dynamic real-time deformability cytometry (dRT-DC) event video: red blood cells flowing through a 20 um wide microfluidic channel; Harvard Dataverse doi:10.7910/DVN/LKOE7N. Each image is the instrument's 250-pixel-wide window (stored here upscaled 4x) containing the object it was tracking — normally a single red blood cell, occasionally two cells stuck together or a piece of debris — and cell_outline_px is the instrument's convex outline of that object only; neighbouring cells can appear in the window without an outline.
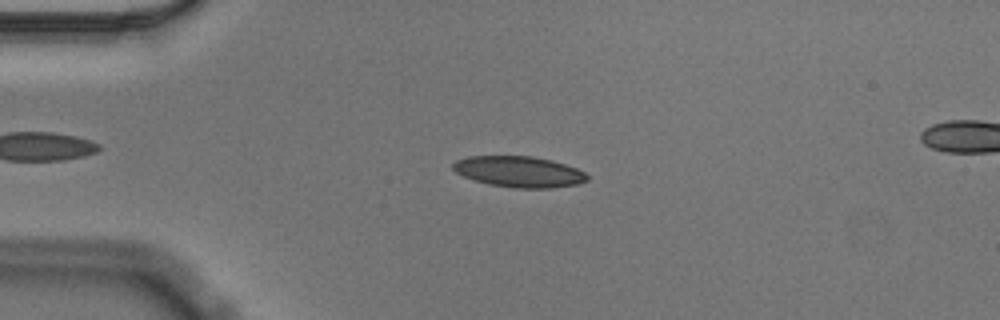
{"species": "Egyptian fruit bat (a non-hibernating species)", "species_latin": "Rousettus aegyptiacus", "temperature_condition": "cold", "stored_images_in_passage": 56, "camera_frame_rate_fps": 3000, "um_per_image_px": 0.085, "animal": {"sex": "male"}, "frame": {"image": 1, "passage_image": 13, "time_ms": 4.0, "image_size_px": [1000, 320], "cell_outline_px": [[588, 180], [576, 184], [552, 188], [516, 188], [488, 184], [464, 176], [456, 172], [452, 168], [452, 164], [456, 160], [468, 156], [532, 156], [552, 160], [576, 168], [584, 172], [588, 176]], "centroid_in_image_um": [44.11, 14.59], "position_along_channel_um": 40.9, "area_um2": 24.1}}
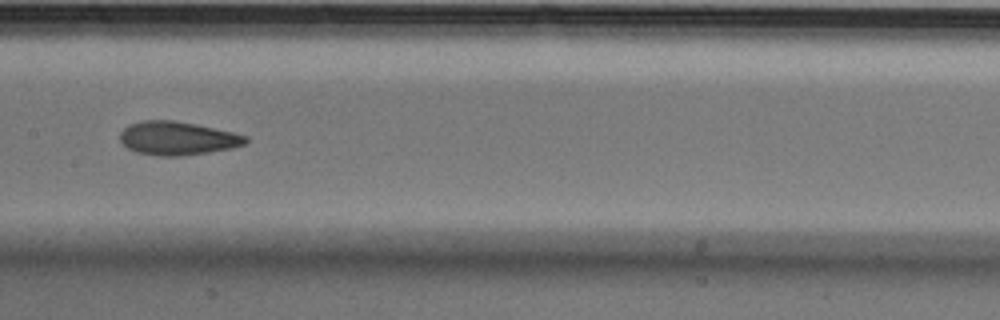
{"frame": {"image": 2, "passage_image": 28, "time_ms": 9.0, "image_size_px": [1000, 320], "cell_outline_px": [[248, 140], [244, 144], [232, 148], [208, 152], [180, 156], [156, 156], [136, 152], [128, 148], [120, 140], [120, 132], [128, 124], [144, 120], [176, 120], [196, 124], [232, 132], [248, 136]], "centroid_in_image_um": [15.06, 11.75], "position_along_channel_um": 192.3, "area_um2": 24.57}}
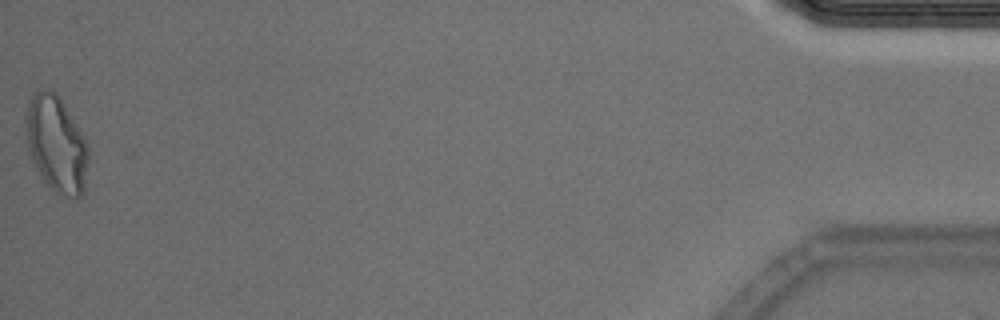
{"frame": {"image": 3, "passage_image": 56, "time_ms": 18.333, "image_size_px": [1000, 320], "cell_outline_px": [[88, 160], [84, 192], [76, 200], [72, 200], [60, 196], [44, 180], [36, 168], [28, 152], [24, 120], [28, 104], [32, 96], [40, 88], [48, 88], [56, 92], [88, 144]], "centroid_in_image_um": [4.78, 12.28], "position_along_channel_um": 430.4, "area_um2": 35.32}, "authors_computed_cell_mechanics": {"area_um2": 24.4783, "velocity_mm_per_s": 3.5449, "shape_relaxation_time_tau1_ms": 5.6877, "shape_relaxation_time_tau2_ms": 2.0844, "deformation_change_tau1": 0.1574, "deformation_change_tau2": 0.0768}}